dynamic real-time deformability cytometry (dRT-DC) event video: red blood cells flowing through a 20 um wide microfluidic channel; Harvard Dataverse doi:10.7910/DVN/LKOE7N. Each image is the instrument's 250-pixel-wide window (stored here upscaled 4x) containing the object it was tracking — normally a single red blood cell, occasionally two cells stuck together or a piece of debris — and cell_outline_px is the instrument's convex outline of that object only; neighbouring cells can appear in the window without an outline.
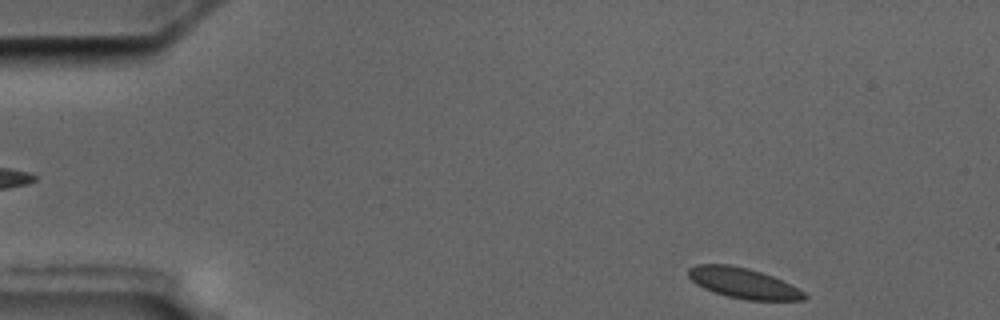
{"species": "common noctule bat (a hibernating species)", "species_latin": "Nyctalus noctula", "temperature_condition": "cold", "stored_images_in_passage": 51, "camera_frame_rate_fps": 3000, "um_per_image_px": 0.085, "animal": {"sex": "male", "body_mass_g": 17.5, "forearm_length_mm": 52.3}, "frame": {"image": 1, "passage_image": 1, "time_ms": 0.0, "image_size_px": [1000, 320], "cell_outline_px": [[808, 296], [804, 300], [748, 300], [728, 296], [704, 288], [696, 284], [688, 276], [688, 268], [696, 264], [728, 264], [748, 268], [772, 276], [792, 284], [804, 292]], "centroid_in_image_um": [63.19, 24.06], "position_along_channel_um": 21.8, "area_um2": 20.46}}
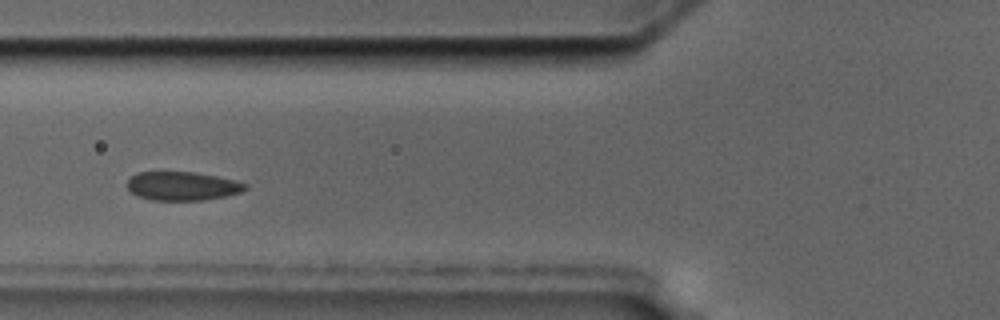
{"frame": {"image": 2, "passage_image": 16, "time_ms": 5.0, "image_size_px": [1000, 320], "cell_outline_px": [[248, 188], [240, 192], [224, 196], [204, 200], [152, 200], [140, 196], [132, 192], [128, 188], [128, 180], [136, 172], [196, 172], [216, 176], [248, 184]], "centroid_in_image_um": [15.51, 15.81], "position_along_channel_um": 110.3, "area_um2": 19.54}}
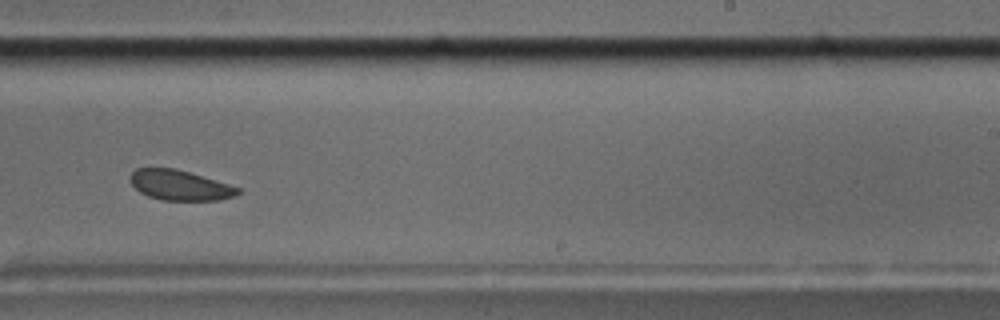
{"frame": {"image": 3, "passage_image": 30, "time_ms": 9.667, "image_size_px": [1000, 320], "cell_outline_px": [[240, 192], [236, 196], [220, 200], [160, 200], [148, 196], [140, 192], [132, 184], [132, 172], [136, 168], [176, 168], [228, 184], [240, 188]], "centroid_in_image_um": [15.31, 15.75], "position_along_channel_um": 273.7, "area_um2": 18.73}, "authors_computed_cell_mechanics": {"area_um2": 20.4612, "velocity_mm_per_s": 3.5101, "shape_relaxation_time_tau1_ms": 3.3892, "shape_relaxation_time_tau2_ms": null, "deformation_change_tau1": 0.0506, "deformation_change_tau2": null}}